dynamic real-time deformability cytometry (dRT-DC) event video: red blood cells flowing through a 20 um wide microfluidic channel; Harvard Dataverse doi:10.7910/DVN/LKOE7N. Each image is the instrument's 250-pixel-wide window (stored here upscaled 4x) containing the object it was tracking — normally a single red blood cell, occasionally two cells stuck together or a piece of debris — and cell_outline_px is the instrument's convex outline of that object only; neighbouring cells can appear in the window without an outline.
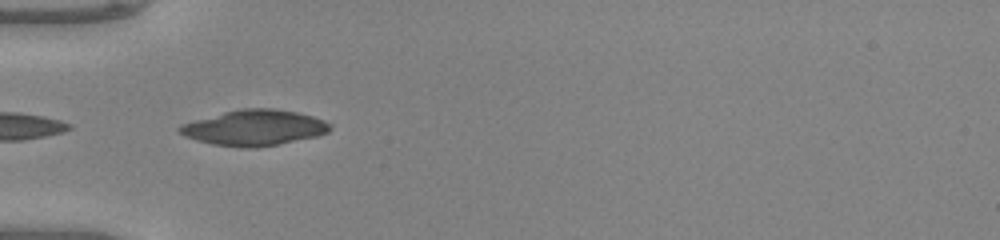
{"species": "common noctule bat (a hibernating species)", "species_latin": "Nyctalus noctula", "temperature_condition": "warm", "stored_images_in_passage": 5, "camera_frame_rate_fps": 3000, "um_per_image_px": 0.085, "animal": {"sex": "male", "body_mass_g": 20.0, "forearm_length_mm": 53.3}, "frame": {"image": 1, "passage_image": 1, "time_ms": 0.0, "image_size_px": [1000, 240], "cell_outline_px": [[332, 128], [328, 132], [316, 136], [256, 148], [240, 148], [212, 144], [196, 140], [184, 136], [176, 128], [180, 124], [224, 112], [244, 108], [272, 108], [296, 112], [312, 116], [324, 120], [332, 124]], "centroid_in_image_um": [21.6, 10.86], "position_along_channel_um": 63.4, "area_um2": 31.15}}